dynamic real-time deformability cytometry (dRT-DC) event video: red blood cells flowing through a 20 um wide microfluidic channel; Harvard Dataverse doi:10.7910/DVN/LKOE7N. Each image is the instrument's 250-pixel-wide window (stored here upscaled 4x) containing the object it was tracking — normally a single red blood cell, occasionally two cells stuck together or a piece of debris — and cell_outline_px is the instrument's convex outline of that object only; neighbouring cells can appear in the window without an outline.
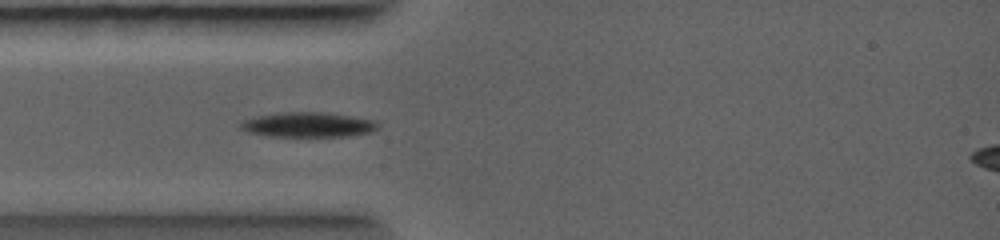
{"species": "common noctule bat (a hibernating species)", "species_latin": "Nyctalus noctula", "temperature_condition": "warm", "stored_images_in_passage": 23, "camera_frame_rate_fps": 5000, "um_per_image_px": 0.085, "animal": {"sex": "female", "body_mass_g": 19.0, "forearm_length_mm": 56.7}, "frame": {"image": 1, "passage_image": 5, "time_ms": 1.0, "image_size_px": [1000, 240], "cell_outline_px": [[376, 128], [368, 132], [340, 136], [276, 136], [252, 132], [244, 128], [240, 124], [248, 120], [260, 116], [280, 112], [324, 112], [368, 120], [376, 124]], "centroid_in_image_um": [26.16, 10.59], "position_along_channel_um": 58.8, "area_um2": 18.61}}
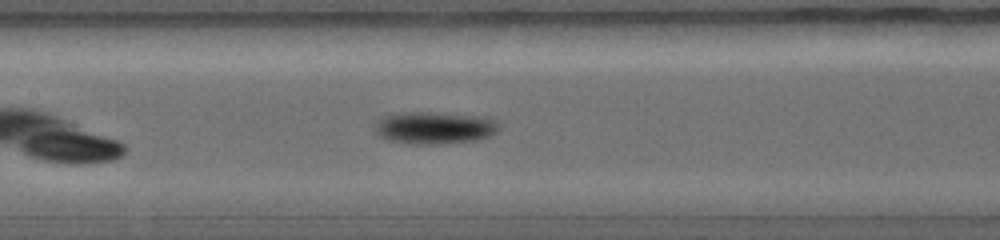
{"frame": {"image": 2, "passage_image": 12, "time_ms": 2.8, "image_size_px": [1000, 240], "cell_outline_px": [[492, 128], [488, 132], [480, 136], [460, 140], [416, 144], [384, 136], [380, 132], [380, 124], [388, 116], [396, 112], [428, 112], [460, 116], [480, 120], [488, 124]], "centroid_in_image_um": [36.67, 10.83], "position_along_channel_um": 170.7, "area_um2": 19.31}}
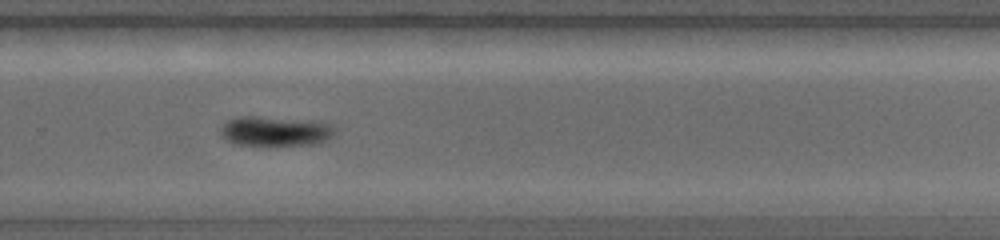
{"frame": {"image": 3, "passage_image": 21, "time_ms": 5.0, "image_size_px": [1000, 240], "cell_outline_px": [[328, 132], [324, 136], [316, 140], [292, 144], [244, 144], [232, 140], [224, 132], [224, 124], [228, 120], [244, 116], [252, 116], [324, 124], [328, 128]], "centroid_in_image_um": [23.17, 11.12], "position_along_channel_um": 306.6, "area_um2": 16.65}}